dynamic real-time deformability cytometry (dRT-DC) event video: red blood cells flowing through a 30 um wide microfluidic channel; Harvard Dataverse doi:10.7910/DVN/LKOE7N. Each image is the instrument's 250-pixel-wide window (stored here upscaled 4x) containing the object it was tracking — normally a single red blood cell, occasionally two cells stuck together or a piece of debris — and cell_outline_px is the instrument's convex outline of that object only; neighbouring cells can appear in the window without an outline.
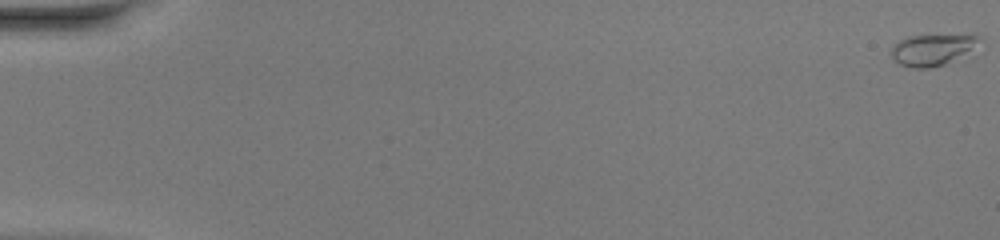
{"species": "common noctule bat (a hibernating species)", "species_latin": "Nyctalus noctula", "temperature_condition": "warm", "stored_images_in_passage": 51, "camera_frame_rate_fps": 3000, "um_per_image_px": 0.085, "animal": {"sex": "female", "body_mass_g": 20.0, "forearm_length_mm": 54.0}, "frame": {"image": 1, "passage_image": 1, "time_ms": 0.0, "image_size_px": [1000, 240], "cell_outline_px": [[984, 40], [944, 64], [928, 68], [912, 68], [900, 64], [888, 52], [892, 44], [908, 36], [976, 32]], "centroid_in_image_um": [79.25, 4.15], "position_along_channel_um": 5.7, "area_um2": 16.47}}
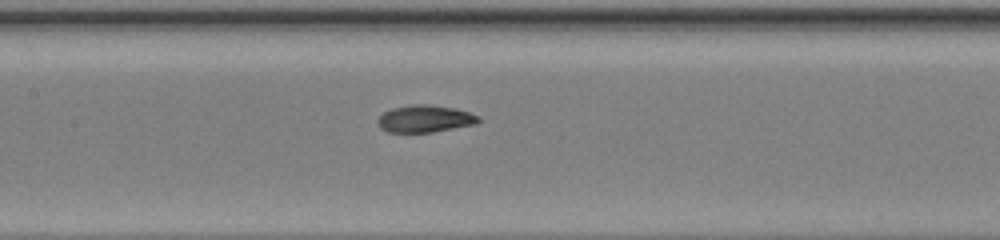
{"frame": {"image": 2, "passage_image": 26, "time_ms": 8.333, "image_size_px": [1000, 240], "cell_outline_px": [[480, 120], [476, 124], [432, 132], [388, 132], [380, 128], [376, 120], [384, 112], [392, 108], [412, 104], [428, 104], [452, 108], [468, 112], [480, 116]], "centroid_in_image_um": [36.1, 10.09], "position_along_channel_um": 171.3, "area_um2": 15.9}}
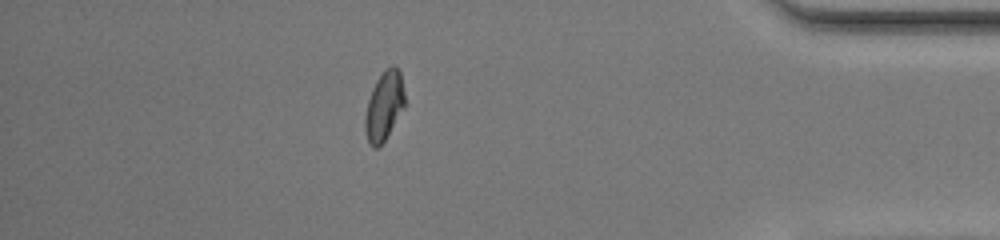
{"frame": {"image": 3, "passage_image": 45, "time_ms": 14.667, "image_size_px": [1000, 240], "cell_outline_px": [[404, 108], [384, 140], [376, 148], [372, 148], [368, 144], [364, 128], [364, 116], [368, 100], [372, 88], [376, 80], [392, 64], [400, 72], [404, 92]], "centroid_in_image_um": [32.62, 9.04], "position_along_channel_um": 402.6, "area_um2": 15.78}, "authors_computed_cell_mechanics": {"area_um2": 15.7216, "velocity_mm_per_s": 4.2184, "shape_relaxation_time_tau1_ms": 4.0507, "shape_relaxation_time_tau2_ms": 0.9334, "deformation_change_tau1": 0.1712, "deformation_change_tau2": 0.0512}}